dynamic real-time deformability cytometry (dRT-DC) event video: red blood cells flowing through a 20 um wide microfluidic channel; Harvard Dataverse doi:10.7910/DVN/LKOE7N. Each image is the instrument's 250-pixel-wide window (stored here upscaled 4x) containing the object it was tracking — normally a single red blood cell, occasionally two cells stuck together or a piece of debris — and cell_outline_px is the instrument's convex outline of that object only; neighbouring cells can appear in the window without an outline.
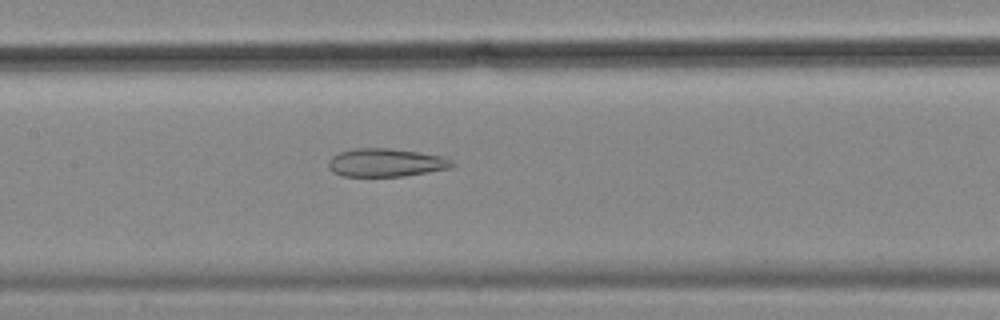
{"species": "common noctule bat (a hibernating species)", "species_latin": "Nyctalus noctula", "temperature_condition": "cold", "stored_images_in_passage": 55, "camera_frame_rate_fps": 3000, "um_per_image_px": 0.085, "animal": {"sex": "female", "body_mass_g": 18.4}, "frame": {"image": 1, "passage_image": 26, "time_ms": 8.333, "image_size_px": [1000, 320], "cell_outline_px": [[456, 164], [452, 168], [404, 176], [340, 176], [332, 172], [328, 168], [328, 160], [332, 156], [340, 152], [356, 148], [388, 148], [416, 152], [440, 156], [452, 160]], "centroid_in_image_um": [32.78, 13.83], "position_along_channel_um": 174.6, "area_um2": 20.35}}
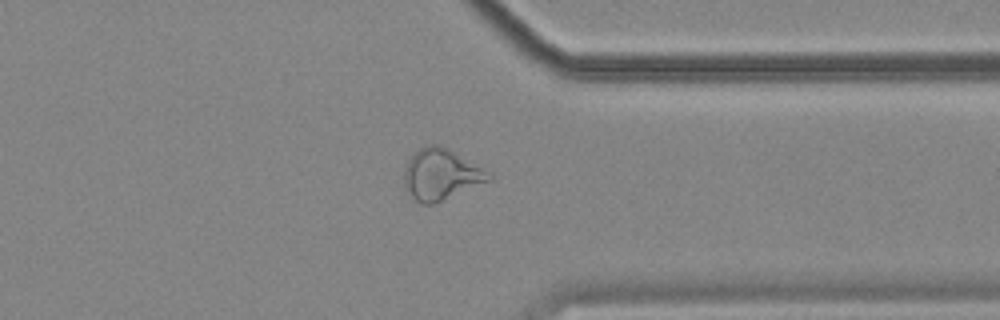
{"frame": {"image": 2, "passage_image": 43, "time_ms": 14.0, "image_size_px": [1000, 320], "cell_outline_px": [[492, 180], [432, 204], [420, 204], [404, 188], [404, 168], [408, 160], [420, 148], [428, 144], [436, 144], [448, 148], [480, 168], [492, 176]], "centroid_in_image_um": [37.43, 14.83], "position_along_channel_um": 374.0, "area_um2": 24.62}}
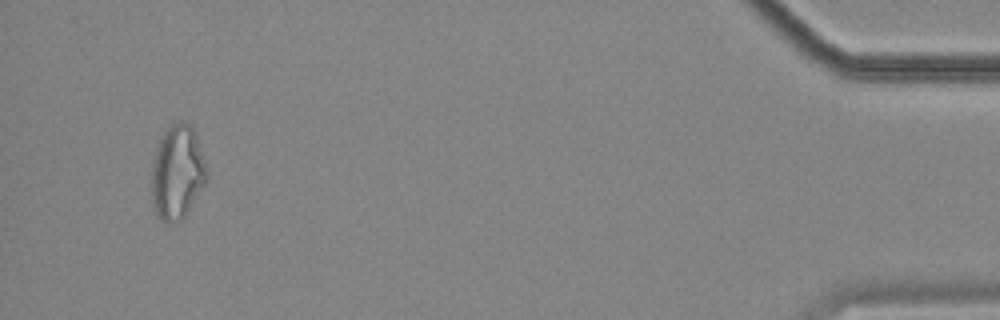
{"frame": {"image": 3, "passage_image": 53, "time_ms": 17.333, "image_size_px": [1000, 320], "cell_outline_px": [[208, 180], [184, 216], [180, 220], [172, 224], [168, 224], [160, 220], [156, 212], [152, 200], [152, 160], [156, 148], [164, 128], [180, 120], [184, 120], [196, 132], [208, 172]], "centroid_in_image_um": [15.07, 14.62], "position_along_channel_um": 420.1, "area_um2": 30.63}, "authors_computed_cell_mechanics": {"area_um2": 26.9926, "velocity_mm_per_s": 3.5624, "shape_relaxation_time_tau1_ms": null, "shape_relaxation_time_tau2_ms": 3.7617, "deformation_change_tau1": null, "deformation_change_tau2": 0.1356}}